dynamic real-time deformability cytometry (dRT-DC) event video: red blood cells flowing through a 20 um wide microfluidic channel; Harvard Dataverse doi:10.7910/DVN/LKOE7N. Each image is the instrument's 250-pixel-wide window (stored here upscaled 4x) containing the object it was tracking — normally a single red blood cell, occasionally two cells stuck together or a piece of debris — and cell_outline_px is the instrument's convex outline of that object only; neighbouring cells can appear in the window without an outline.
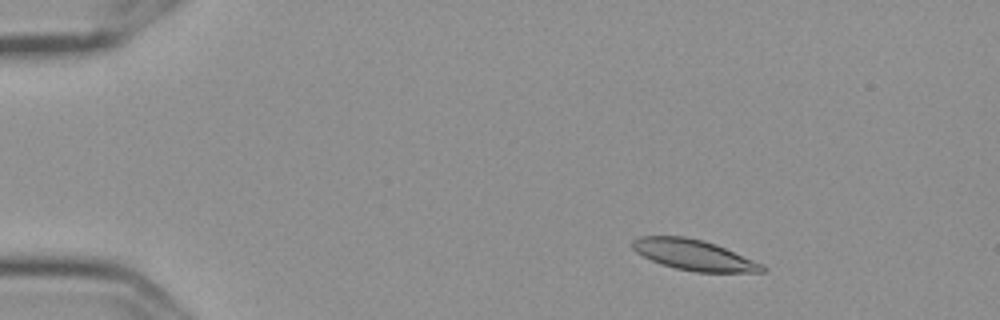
{"species": "Egyptian fruit bat (a non-hibernating species)", "species_latin": "Rousettus aegyptiacus", "temperature_condition": "cold", "stored_images_in_passage": 6, "camera_frame_rate_fps": 3000, "um_per_image_px": 0.085, "frame": {"image": 1, "passage_image": 3, "time_ms": 0.667, "image_size_px": [1000, 320], "cell_outline_px": [[768, 268], [764, 272], [696, 272], [676, 268], [660, 264], [636, 252], [632, 248], [632, 240], [640, 236], [684, 236], [704, 240], [716, 244], [764, 264]], "centroid_in_image_um": [59.0, 21.67], "position_along_channel_um": 26.0, "area_um2": 23.24}}
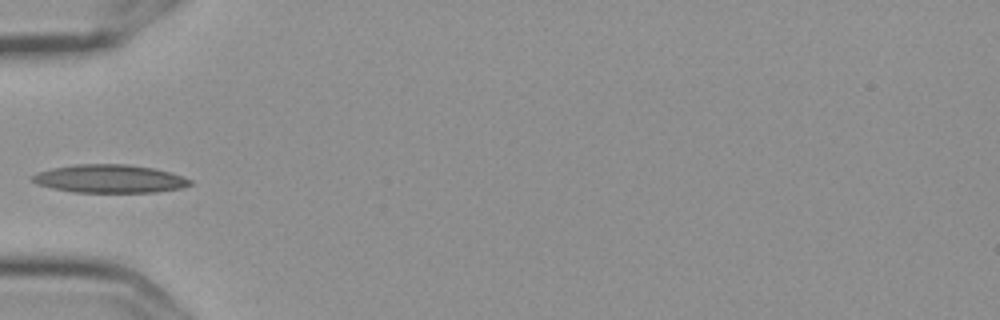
{"frame": {"image": 2, "passage_image": 6, "time_ms": 1.667, "image_size_px": [1000, 320], "cell_outline_px": [[192, 184], [180, 188], [156, 192], [72, 192], [52, 188], [40, 184], [32, 180], [32, 176], [36, 172], [52, 168], [76, 164], [128, 164], [152, 168], [184, 176], [192, 180]], "centroid_in_image_um": [9.33, 15.19], "position_along_channel_um": 75.7, "area_um2": 25.78}}